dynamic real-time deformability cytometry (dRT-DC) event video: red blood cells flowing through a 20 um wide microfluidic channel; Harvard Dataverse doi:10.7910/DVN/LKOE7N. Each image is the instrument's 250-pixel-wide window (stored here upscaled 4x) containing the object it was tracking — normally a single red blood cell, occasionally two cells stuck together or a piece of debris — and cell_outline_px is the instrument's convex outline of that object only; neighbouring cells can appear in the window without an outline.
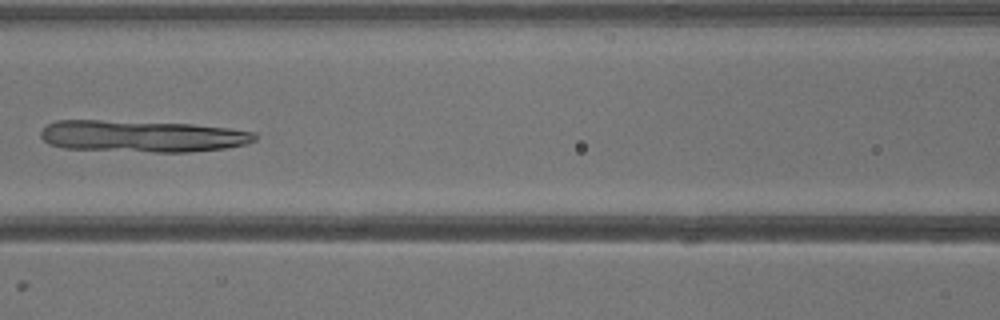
{"species": "common noctule bat (a hibernating species)", "species_latin": "Nyctalus noctula", "temperature_condition": "warm", "stored_images_in_passage": 15, "camera_frame_rate_fps": 3000, "um_per_image_px": 0.085, "animal": {"sex": "male", "body_mass_g": 13.3}, "frame": {"image": 1, "passage_image": 11, "time_ms": 3.333, "image_size_px": [1000, 320], "cell_outline_px": [[256, 140], [244, 144], [228, 148], [188, 152], [152, 152], [64, 148], [48, 144], [40, 136], [40, 132], [48, 124], [56, 120], [100, 120], [192, 124], [228, 128], [256, 132]], "centroid_in_image_um": [12.08, 11.58], "position_along_channel_um": 154.5, "area_um2": 39.65}}
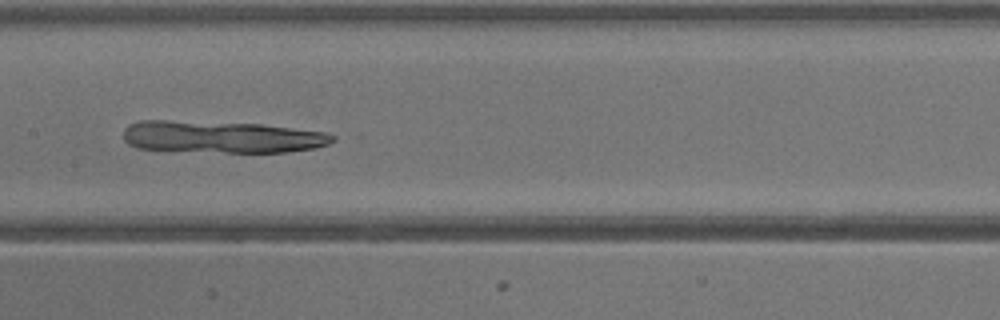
{"frame": {"image": 2, "passage_image": 13, "time_ms": 4.0, "image_size_px": [1000, 320], "cell_outline_px": [[336, 140], [328, 144], [316, 148], [284, 152], [224, 152], [136, 148], [128, 144], [124, 140], [124, 128], [128, 124], [140, 120], [168, 120], [260, 124], [328, 132], [336, 136]], "centroid_in_image_um": [18.86, 11.63], "position_along_channel_um": 188.5, "area_um2": 39.13}}
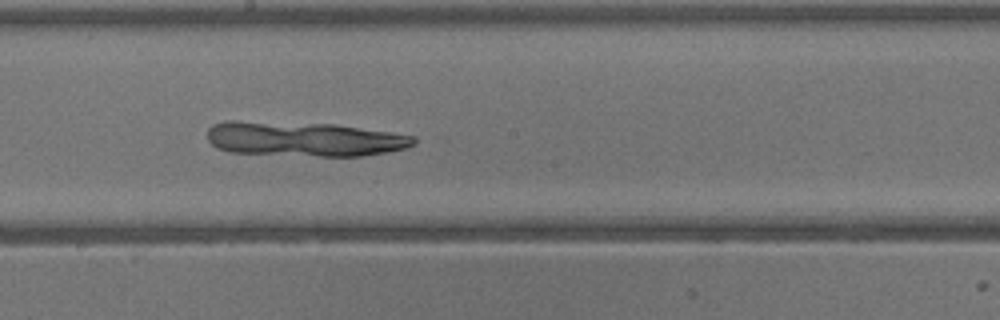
{"frame": {"image": 3, "passage_image": 15, "time_ms": 4.667, "image_size_px": [1000, 320], "cell_outline_px": [[416, 144], [408, 148], [388, 152], [364, 156], [320, 156], [228, 152], [216, 148], [208, 140], [208, 128], [212, 124], [228, 120], [236, 120], [336, 124], [416, 136]], "centroid_in_image_um": [25.85, 11.81], "position_along_channel_um": 222.4, "area_um2": 42.14}}